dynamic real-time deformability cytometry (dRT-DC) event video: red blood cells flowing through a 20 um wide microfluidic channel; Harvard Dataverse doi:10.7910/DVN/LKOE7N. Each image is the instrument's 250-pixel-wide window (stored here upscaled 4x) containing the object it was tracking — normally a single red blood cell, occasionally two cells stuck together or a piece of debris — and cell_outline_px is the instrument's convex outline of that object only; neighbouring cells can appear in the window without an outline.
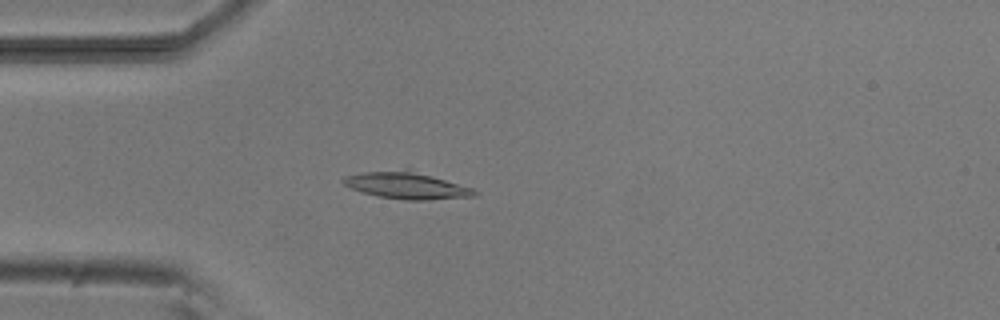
{"species": "common noctule bat (a hibernating species)", "species_latin": "Nyctalus noctula", "temperature_condition": "room temperature", "stored_images_in_passage": 3, "camera_frame_rate_fps": 3000, "um_per_image_px": 0.085, "animal": {"sex": "male", "body_mass_g": 20.5, "forearm_length_mm": 52.5}, "frame": {"image": 1, "passage_image": 3, "time_ms": 3.0, "image_size_px": [1000, 320], "cell_outline_px": [[480, 192], [476, 196], [428, 200], [408, 200], [376, 196], [360, 192], [344, 184], [340, 180], [344, 176], [364, 172], [408, 168], [472, 188]], "centroid_in_image_um": [34.56, 15.75], "position_along_channel_um": 50.4, "area_um2": 20.75}}